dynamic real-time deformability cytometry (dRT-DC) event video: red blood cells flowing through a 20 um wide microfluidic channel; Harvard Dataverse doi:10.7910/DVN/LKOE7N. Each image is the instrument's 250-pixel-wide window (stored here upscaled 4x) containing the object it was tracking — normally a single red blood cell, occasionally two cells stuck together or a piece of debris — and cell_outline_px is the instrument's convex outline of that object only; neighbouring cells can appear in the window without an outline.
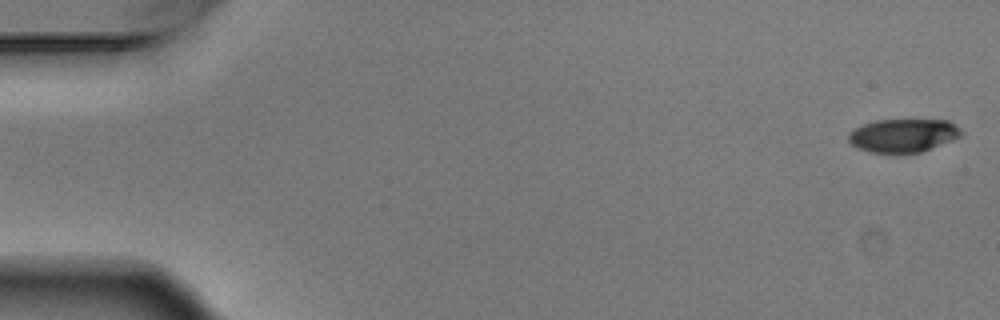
{"species": "Egyptian fruit bat (a non-hibernating species)", "species_latin": "Rousettus aegyptiacus", "temperature_condition": "warm", "stored_images_in_passage": 7, "camera_frame_rate_fps": 3000, "um_per_image_px": 0.085, "animal": {"sex": "male"}, "frame": {"image": 1, "passage_image": 1, "time_ms": 0.0, "image_size_px": [1000, 320], "cell_outline_px": [[964, 132], [960, 136], [952, 140], [920, 152], [900, 156], [896, 156], [868, 152], [856, 148], [848, 140], [848, 132], [864, 124], [876, 120], [948, 120], [960, 128]], "centroid_in_image_um": [76.73, 11.56], "position_along_channel_um": 8.3, "area_um2": 22.54}}
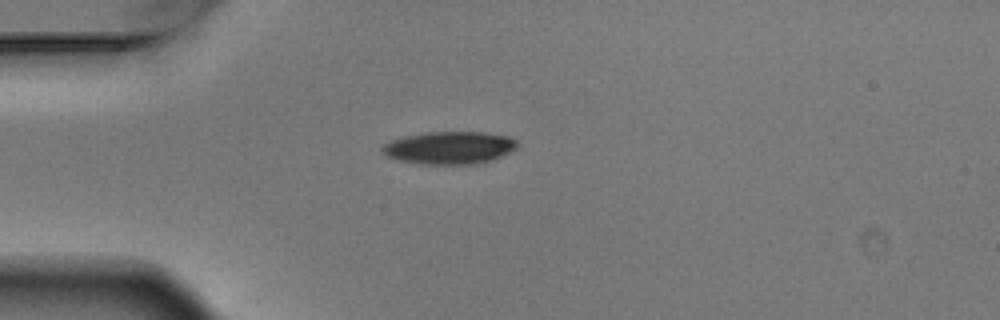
{"frame": {"image": 2, "passage_image": 5, "time_ms": 1.333, "image_size_px": [1000, 320], "cell_outline_px": [[520, 144], [516, 148], [500, 156], [488, 160], [472, 164], [420, 164], [400, 160], [384, 156], [380, 152], [380, 148], [384, 144], [392, 140], [404, 136], [424, 132], [484, 132], [508, 136], [516, 140]], "centroid_in_image_um": [38.15, 12.55], "position_along_channel_um": 46.9, "area_um2": 25.66}}
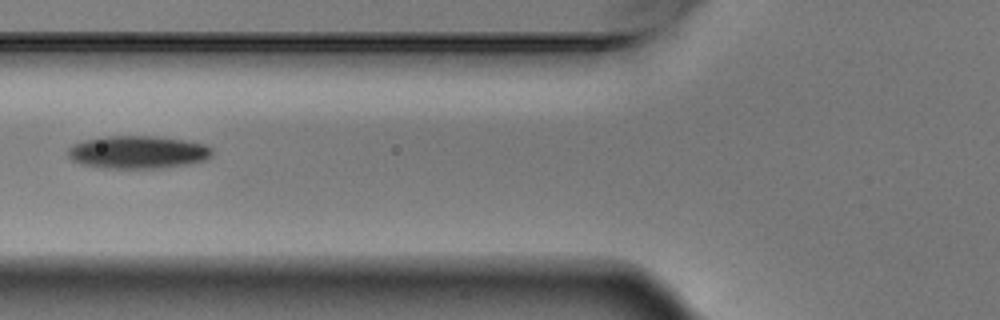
{"frame": {"image": 3, "passage_image": 7, "time_ms": 2.0, "image_size_px": [1000, 320], "cell_outline_px": [[212, 156], [204, 160], [188, 164], [164, 168], [100, 168], [80, 164], [72, 160], [68, 156], [68, 148], [72, 144], [84, 140], [104, 136], [156, 136], [184, 140], [204, 144], [212, 148]], "centroid_in_image_um": [11.69, 12.94], "position_along_channel_um": 114.1, "area_um2": 27.8}}